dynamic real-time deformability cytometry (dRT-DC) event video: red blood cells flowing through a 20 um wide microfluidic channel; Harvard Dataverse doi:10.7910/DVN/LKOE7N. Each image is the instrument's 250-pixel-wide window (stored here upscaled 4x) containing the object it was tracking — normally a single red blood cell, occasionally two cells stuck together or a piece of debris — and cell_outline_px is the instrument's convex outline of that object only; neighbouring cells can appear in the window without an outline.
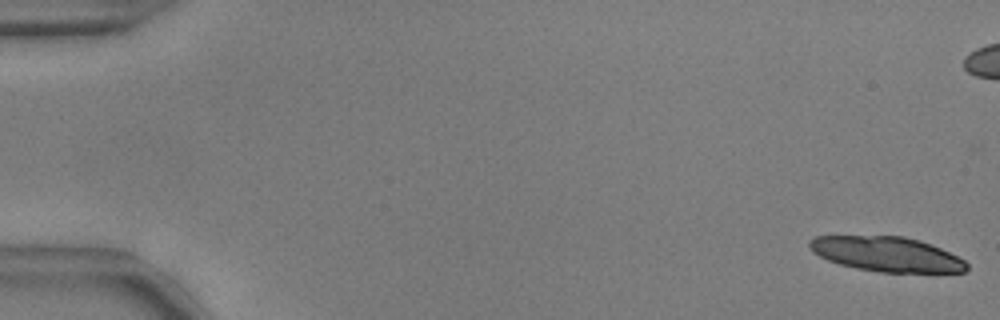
{"species": "common noctule bat (a hibernating species)", "species_latin": "Nyctalus noctula", "temperature_condition": "warm", "stored_images_in_passage": 22, "camera_frame_rate_fps": 3000, "um_per_image_px": 0.085, "animal": {"sex": "male", "body_mass_g": 17.9, "forearm_length_mm": 54.2}, "frame": {"image": 1, "passage_image": 1, "time_ms": 0.0, "image_size_px": [1000, 320], "cell_outline_px": [[968, 268], [964, 272], [880, 272], [856, 268], [840, 264], [828, 260], [812, 252], [808, 248], [808, 240], [816, 236], [904, 236], [920, 240], [932, 244], [964, 260], [968, 264]], "centroid_in_image_um": [75.34, 21.59], "position_along_channel_um": 9.7, "area_um2": 31.85}}